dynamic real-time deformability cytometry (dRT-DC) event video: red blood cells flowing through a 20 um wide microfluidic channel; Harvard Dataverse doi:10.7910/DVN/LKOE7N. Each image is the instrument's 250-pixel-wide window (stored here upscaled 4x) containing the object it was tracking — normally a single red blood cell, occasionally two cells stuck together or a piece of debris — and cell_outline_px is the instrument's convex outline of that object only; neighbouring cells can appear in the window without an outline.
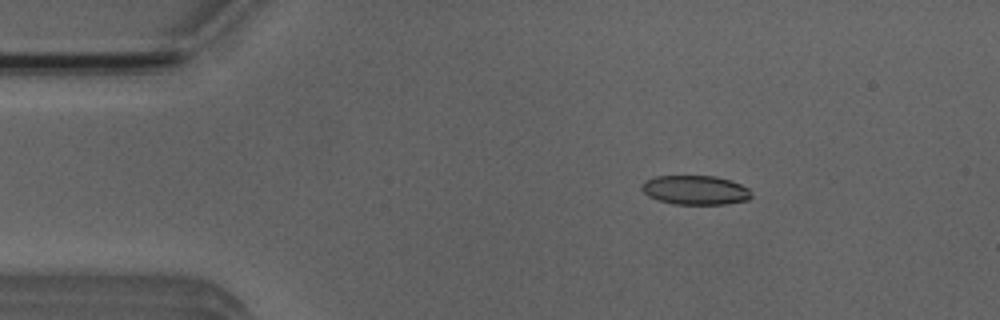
{"species": "Egyptian fruit bat (a non-hibernating species)", "species_latin": "Rousettus aegyptiacus", "temperature_condition": "room temperature", "stored_images_in_passage": 45, "camera_frame_rate_fps": 3000, "um_per_image_px": 0.085, "animal": {"sex": "male"}, "frame": {"image": 1, "passage_image": 1, "time_ms": 0.0, "image_size_px": [1000, 320], "cell_outline_px": [[752, 196], [748, 200], [724, 204], [672, 204], [648, 196], [640, 188], [640, 184], [644, 180], [656, 176], [716, 176], [740, 184], [748, 188]], "centroid_in_image_um": [59.07, 16.15], "position_along_channel_um": 25.9, "area_um2": 18.67}}
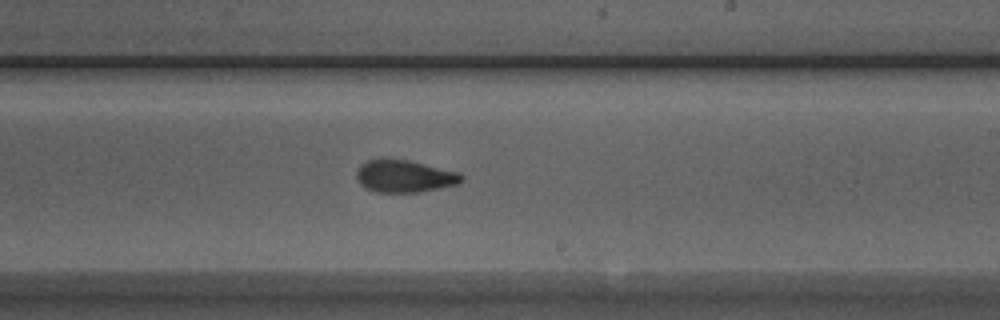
{"frame": {"image": 2, "passage_image": 23, "time_ms": 7.333, "image_size_px": [1000, 320], "cell_outline_px": [[464, 180], [456, 184], [440, 188], [420, 192], [376, 192], [364, 188], [356, 180], [356, 172], [360, 164], [368, 160], [380, 156], [384, 156], [408, 160], [460, 172], [464, 176]], "centroid_in_image_um": [34.33, 14.95], "position_along_channel_um": 254.7, "area_um2": 20.4}}
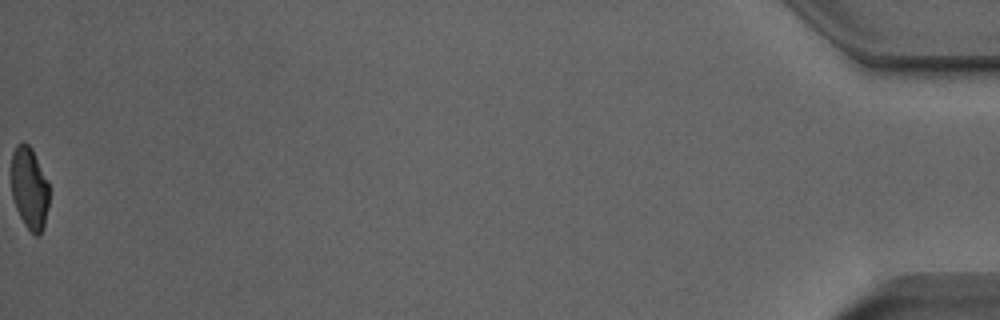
{"frame": {"image": 3, "passage_image": 45, "time_ms": 14.667, "image_size_px": [1000, 320], "cell_outline_px": [[52, 188], [48, 208], [44, 224], [40, 236], [36, 236], [24, 224], [16, 208], [12, 196], [12, 152], [16, 144], [24, 140], [32, 148]], "centroid_in_image_um": [2.54, 15.97], "position_along_channel_um": 432.7, "area_um2": 18.61}, "authors_computed_cell_mechanics": {"area_um2": 19.7676, "velocity_mm_per_s": 3.9343, "shape_relaxation_time_tau1_ms": 8.5482, "shape_relaxation_time_tau2_ms": 1.3977, "deformation_change_tau1": 0.2136, "deformation_change_tau2": 0.0881}}